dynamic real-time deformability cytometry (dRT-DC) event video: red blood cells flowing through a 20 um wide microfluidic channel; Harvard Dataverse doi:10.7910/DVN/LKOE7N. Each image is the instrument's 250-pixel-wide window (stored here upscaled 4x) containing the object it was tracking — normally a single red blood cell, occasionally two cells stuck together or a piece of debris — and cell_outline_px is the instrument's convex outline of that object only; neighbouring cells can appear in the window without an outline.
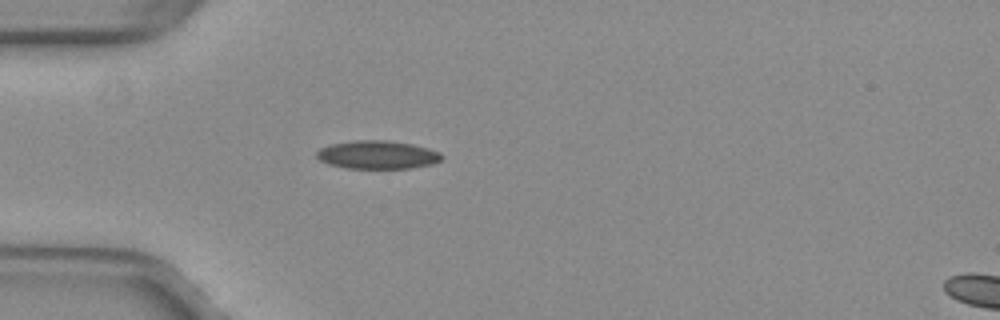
{"species": "common noctule bat (a hibernating species)", "species_latin": "Nyctalus noctula", "temperature_condition": "warm", "stored_images_in_passage": 38, "camera_frame_rate_fps": 3000, "um_per_image_px": 0.085, "animal": {"sex": "female", "body_mass_g": 29.2, "forearm_length_mm": 56.3}, "frame": {"image": 1, "passage_image": 1, "time_ms": 0.0, "image_size_px": [1000, 320], "cell_outline_px": [[444, 156], [440, 160], [432, 164], [412, 168], [344, 168], [328, 164], [320, 160], [316, 156], [316, 152], [320, 148], [332, 144], [356, 140], [384, 140], [412, 144], [440, 152]], "centroid_in_image_um": [32.07, 13.16], "position_along_channel_um": 52.9, "area_um2": 20.52}}
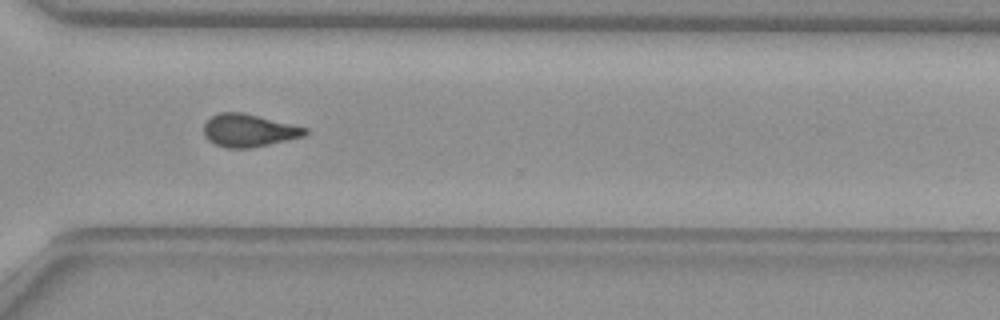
{"frame": {"image": 2, "passage_image": 24, "time_ms": 7.667, "image_size_px": [1000, 320], "cell_outline_px": [[308, 132], [304, 136], [252, 148], [224, 148], [208, 140], [204, 136], [204, 124], [212, 116], [220, 112], [244, 112], [308, 128]], "centroid_in_image_um": [21.14, 11.09], "position_along_channel_um": 349.5, "area_um2": 19.36}}
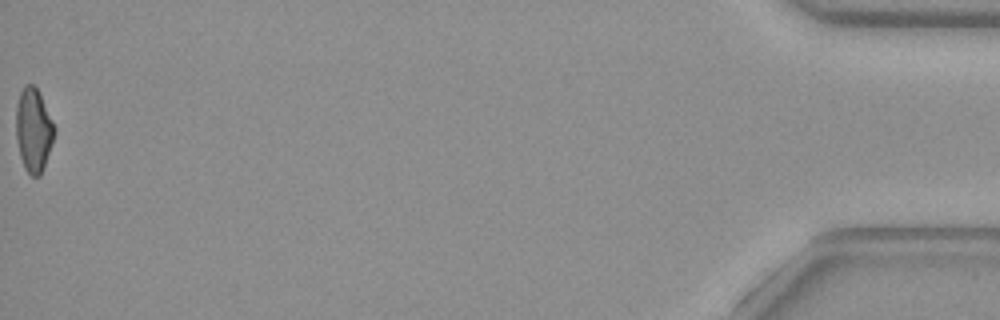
{"frame": {"image": 3, "passage_image": 38, "time_ms": 12.333, "image_size_px": [1000, 320], "cell_outline_px": [[56, 132], [44, 168], [40, 176], [32, 176], [24, 168], [20, 156], [16, 140], [16, 104], [20, 92], [24, 84], [32, 84], [40, 92], [56, 128]], "centroid_in_image_um": [2.86, 11.04], "position_along_channel_um": 432.3, "area_um2": 19.02}, "authors_computed_cell_mechanics": {"area_um2": 19.652, "velocity_mm_per_s": 4.0, "shape_relaxation_time_tau1_ms": null, "shape_relaxation_time_tau2_ms": 2.6874, "deformation_change_tau1": null, "deformation_change_tau2": 0.0954}}